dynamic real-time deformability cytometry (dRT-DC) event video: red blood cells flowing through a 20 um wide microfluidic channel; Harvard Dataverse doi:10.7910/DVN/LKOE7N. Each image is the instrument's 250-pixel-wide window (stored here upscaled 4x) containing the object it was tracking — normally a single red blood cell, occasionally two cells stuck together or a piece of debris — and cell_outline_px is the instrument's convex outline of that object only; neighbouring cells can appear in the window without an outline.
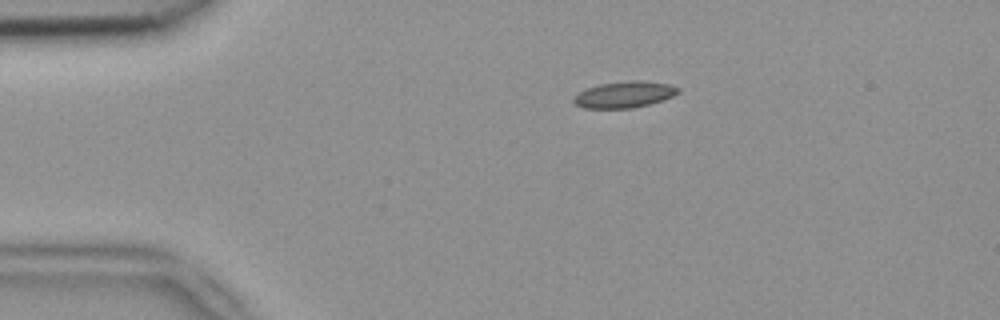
{"species": "common noctule bat (a hibernating species)", "species_latin": "Nyctalus noctula", "temperature_condition": "room temperature", "stored_images_in_passage": 4, "camera_frame_rate_fps": 3000, "um_per_image_px": 0.085, "animal": {"sex": "female", "body_mass_g": 18.4}, "frame": {"image": 1, "passage_image": 1, "time_ms": 0.0, "image_size_px": [1000, 320], "cell_outline_px": [[680, 92], [672, 96], [648, 104], [632, 108], [584, 108], [576, 104], [572, 100], [572, 96], [588, 88], [600, 84], [632, 80], [640, 80], [672, 84], [680, 88]], "centroid_in_image_um": [53.08, 8.03], "position_along_channel_um": 31.9, "area_um2": 15.95}}
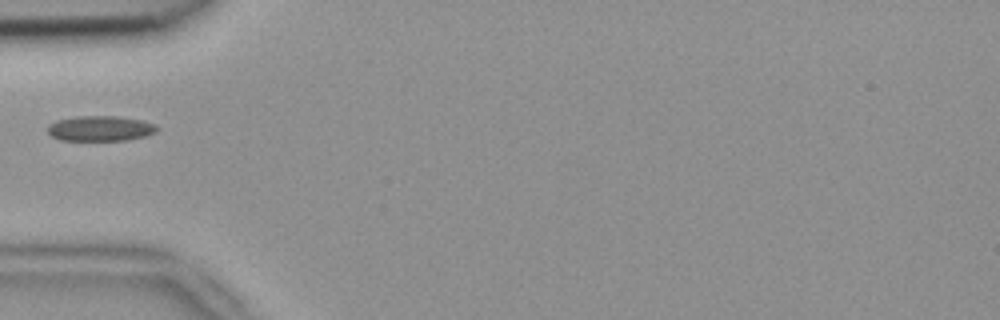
{"frame": {"image": 2, "passage_image": 3, "time_ms": 0.667, "image_size_px": [1000, 320], "cell_outline_px": [[160, 128], [156, 132], [144, 136], [128, 140], [60, 140], [52, 136], [48, 132], [48, 124], [56, 120], [76, 116], [116, 116], [140, 120], [156, 124]], "centroid_in_image_um": [8.53, 10.91], "position_along_channel_um": 76.5, "area_um2": 16.13}}